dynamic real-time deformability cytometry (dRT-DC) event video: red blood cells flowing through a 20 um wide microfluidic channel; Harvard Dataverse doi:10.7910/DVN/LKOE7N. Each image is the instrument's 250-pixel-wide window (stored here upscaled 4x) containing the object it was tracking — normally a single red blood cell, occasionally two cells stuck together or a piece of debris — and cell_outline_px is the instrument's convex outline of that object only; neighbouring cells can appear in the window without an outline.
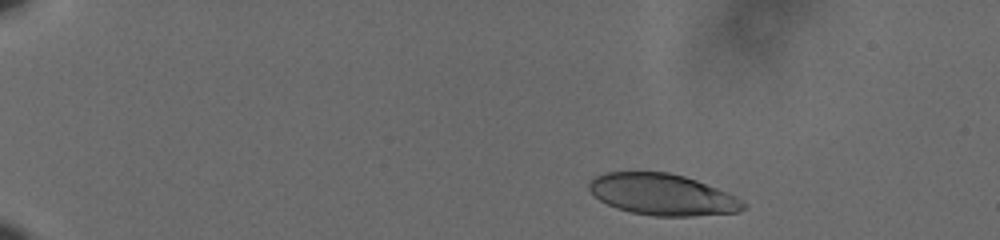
{"species": "human", "species_latin": "Homo sapiens", "temperature_condition": "cold", "stored_images_in_passage": 53, "camera_frame_rate_fps": 3000, "um_per_image_px": 0.085, "donor": {"sex": "male"}, "frame": {"image": 1, "passage_image": 4, "time_ms": 1.0, "image_size_px": [1000, 240], "cell_outline_px": [[748, 204], [740, 212], [692, 216], [656, 216], [632, 212], [616, 208], [600, 200], [588, 188], [588, 184], [596, 176], [604, 172], [668, 172], [684, 176], [696, 180], [736, 196]], "centroid_in_image_um": [56.33, 16.54], "position_along_channel_um": 28.7, "area_um2": 36.99}}
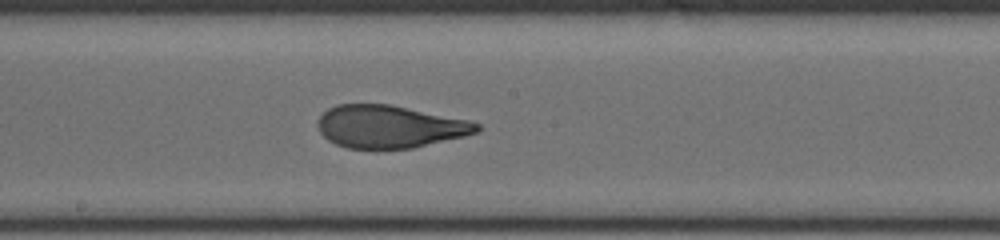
{"frame": {"image": 2, "passage_image": 29, "time_ms": 9.333, "image_size_px": [1000, 240], "cell_outline_px": [[480, 128], [476, 132], [464, 136], [412, 148], [348, 148], [336, 144], [328, 140], [320, 132], [316, 124], [316, 120], [328, 108], [336, 104], [388, 104], [468, 120], [480, 124]], "centroid_in_image_um": [33.07, 10.75], "position_along_channel_um": 215.1, "area_um2": 39.19}}
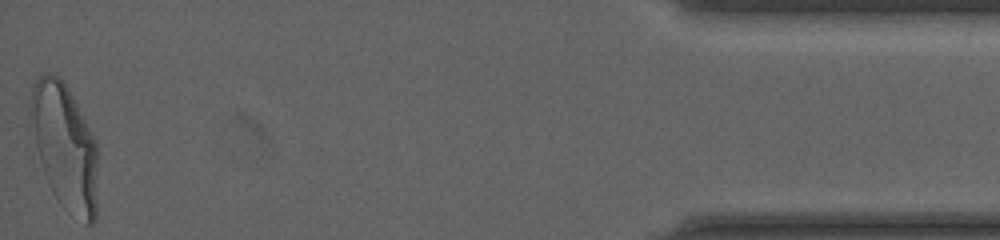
{"frame": {"image": 3, "passage_image": 53, "time_ms": 17.333, "image_size_px": [1000, 240], "cell_outline_px": [[96, 220], [92, 224], [88, 224], [56, 196], [52, 192], [48, 184], [28, 124], [28, 100], [32, 88], [36, 80], [44, 72], [52, 72], [60, 76], [68, 88], [92, 132], [96, 140]], "centroid_in_image_um": [5.45, 12.32], "position_along_channel_um": 429.8, "area_um2": 49.01}, "authors_computed_cell_mechanics": {"area_um2": 40.1132, "velocity_mm_per_s": 3.5778, "shape_relaxation_time_tau1_ms": 5.8957, "shape_relaxation_time_tau2_ms": 0.8097, "deformation_change_tau1": 0.2052, "deformation_change_tau2": 0.0663}}